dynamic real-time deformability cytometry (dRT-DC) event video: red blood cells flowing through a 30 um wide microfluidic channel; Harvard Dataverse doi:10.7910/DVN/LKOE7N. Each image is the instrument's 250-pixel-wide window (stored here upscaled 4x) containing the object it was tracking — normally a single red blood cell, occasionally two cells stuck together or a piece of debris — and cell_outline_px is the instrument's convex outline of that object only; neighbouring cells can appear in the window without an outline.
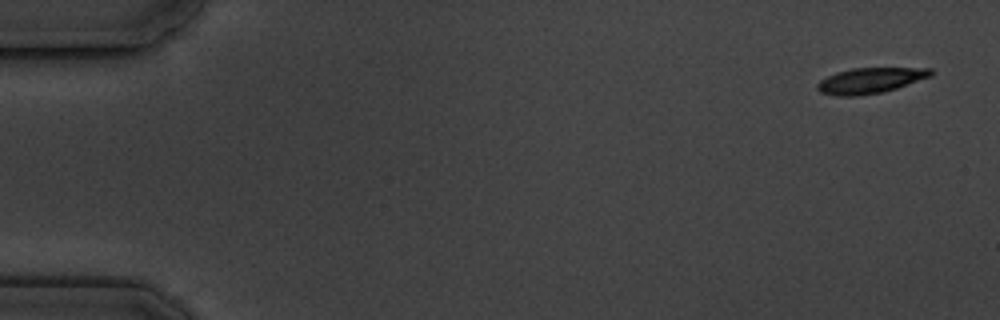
{"species": "common noctule bat (a hibernating species)", "species_latin": "Nyctalus noctula", "temperature_condition": "cold", "stored_images_in_passage": 7, "camera_frame_rate_fps": 3000, "um_per_image_px": 0.085, "animal": {"sex": "male", "body_mass_g": 19.5, "forearm_length_mm": 54.6}, "frame": {"image": 1, "passage_image": 1, "time_ms": 0.0, "image_size_px": [1000, 320], "cell_outline_px": [[932, 76], [884, 92], [860, 96], [836, 96], [820, 92], [816, 88], [816, 84], [820, 80], [836, 72], [852, 68], [932, 68]], "centroid_in_image_um": [73.94, 6.85], "position_along_channel_um": 11.1, "area_um2": 16.99}}
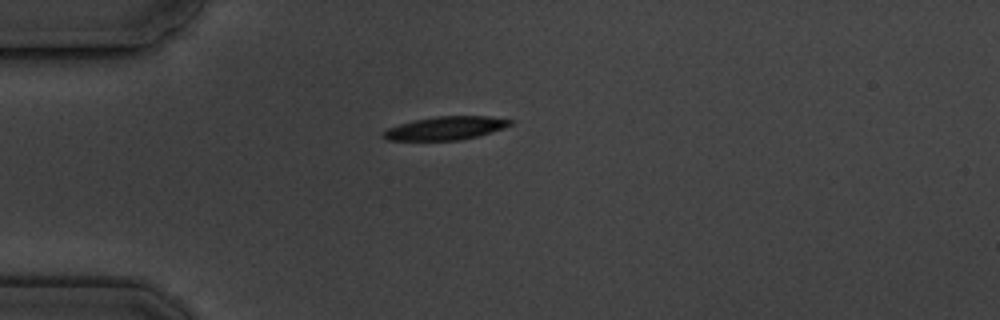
{"frame": {"image": 2, "passage_image": 5, "time_ms": 4.333, "image_size_px": [1000, 320], "cell_outline_px": [[516, 120], [512, 124], [504, 128], [492, 132], [460, 140], [388, 140], [380, 136], [388, 128], [400, 124], [416, 120], [436, 116], [488, 116]], "centroid_in_image_um": [37.92, 10.89], "position_along_channel_um": 47.1, "area_um2": 17.17}}